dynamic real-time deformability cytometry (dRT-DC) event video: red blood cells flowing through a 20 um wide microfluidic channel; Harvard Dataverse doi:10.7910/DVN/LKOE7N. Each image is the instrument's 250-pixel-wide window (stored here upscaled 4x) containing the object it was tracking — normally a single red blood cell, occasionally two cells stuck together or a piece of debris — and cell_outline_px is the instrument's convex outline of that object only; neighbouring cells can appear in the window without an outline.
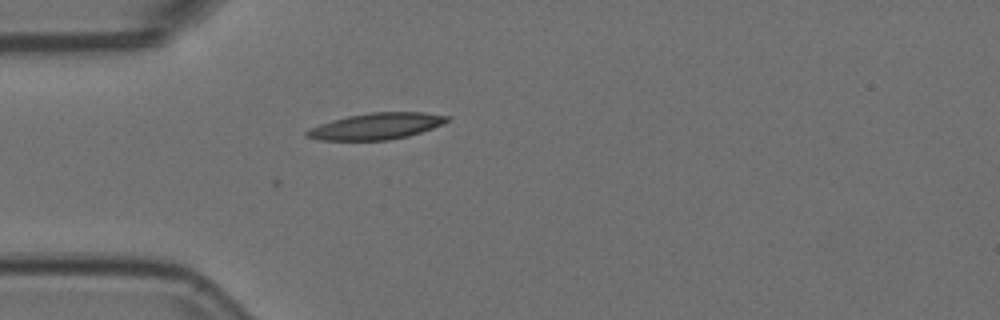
{"species": "Egyptian fruit bat (a non-hibernating species)", "species_latin": "Rousettus aegyptiacus", "temperature_condition": "room temperature", "stored_images_in_passage": 12, "camera_frame_rate_fps": 3000, "um_per_image_px": 0.085, "animal": {"sex": "female"}, "frame": {"image": 1, "passage_image": 12, "time_ms": 3.667, "image_size_px": [1000, 320], "cell_outline_px": [[452, 120], [432, 128], [408, 136], [388, 140], [316, 140], [304, 136], [304, 132], [308, 128], [332, 120], [348, 116], [372, 112], [424, 112], [452, 116]], "centroid_in_image_um": [31.99, 10.72], "position_along_channel_um": 53.0, "area_um2": 21.73}}